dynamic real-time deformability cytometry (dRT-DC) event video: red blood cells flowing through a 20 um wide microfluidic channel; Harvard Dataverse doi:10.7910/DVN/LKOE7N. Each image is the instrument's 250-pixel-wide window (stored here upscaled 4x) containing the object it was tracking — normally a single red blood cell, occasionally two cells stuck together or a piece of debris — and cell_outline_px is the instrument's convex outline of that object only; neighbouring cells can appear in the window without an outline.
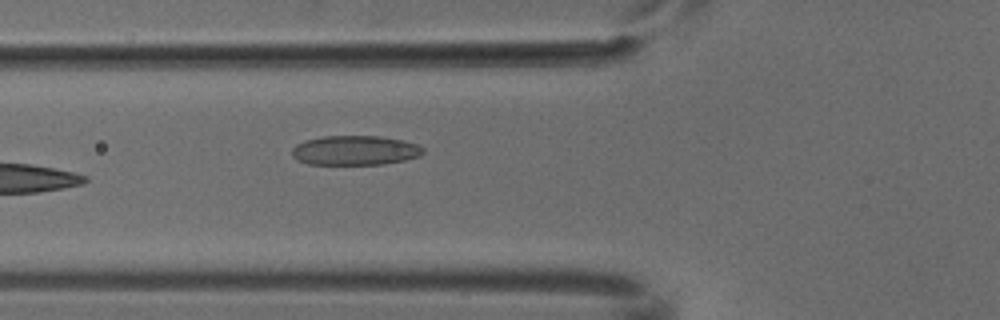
{"species": "common noctule bat (a hibernating species)", "species_latin": "Nyctalus noctula", "temperature_condition": "cold", "stored_images_in_passage": 4, "camera_frame_rate_fps": 3000, "um_per_image_px": 0.085, "animal": {"sex": "male", "body_mass_g": 18.8}, "frame": {"image": 1, "passage_image": 4, "time_ms": 1.0, "image_size_px": [1000, 320], "cell_outline_px": [[424, 152], [420, 156], [404, 160], [380, 164], [308, 164], [296, 160], [292, 156], [292, 148], [296, 144], [304, 140], [324, 136], [380, 136], [404, 140], [416, 144], [424, 148]], "centroid_in_image_um": [30.16, 12.77], "position_along_channel_um": 95.6, "area_um2": 22.66}}